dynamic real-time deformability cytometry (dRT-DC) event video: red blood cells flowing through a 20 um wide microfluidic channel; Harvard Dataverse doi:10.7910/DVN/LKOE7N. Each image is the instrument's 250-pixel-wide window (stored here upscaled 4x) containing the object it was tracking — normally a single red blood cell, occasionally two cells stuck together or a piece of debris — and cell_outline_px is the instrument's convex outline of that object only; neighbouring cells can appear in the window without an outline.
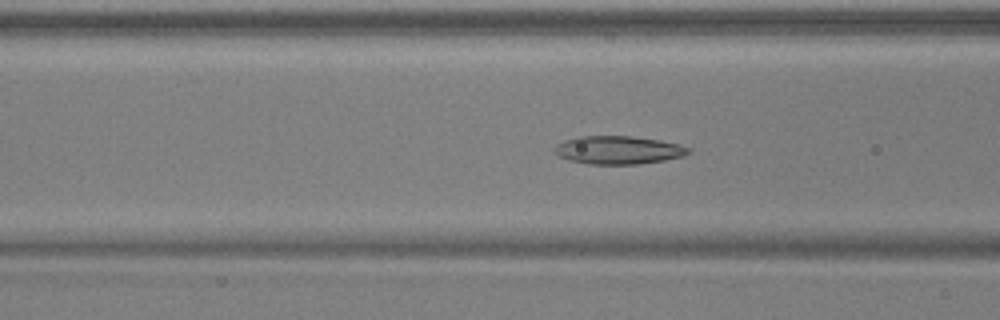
{"species": "common noctule bat (a hibernating species)", "species_latin": "Nyctalus noctula", "temperature_condition": "warm", "stored_images_in_passage": 51, "segment_of_instrument_passage": [1, 2], "camera_frame_rate_fps": 3000, "um_per_image_px": 0.085, "animal": {"sex": "male", "body_mass_g": 17.9, "forearm_length_mm": 54.2}, "frame": {"image": 1, "passage_image": 19, "time_ms": 6.0, "image_size_px": [1000, 320], "cell_outline_px": [[692, 152], [684, 156], [664, 160], [640, 164], [588, 164], [568, 160], [552, 152], [552, 148], [556, 144], [564, 140], [576, 136], [632, 136], [660, 140], [680, 144], [692, 148]], "centroid_in_image_um": [52.55, 12.75], "position_along_channel_um": 114.0, "area_um2": 22.37}}
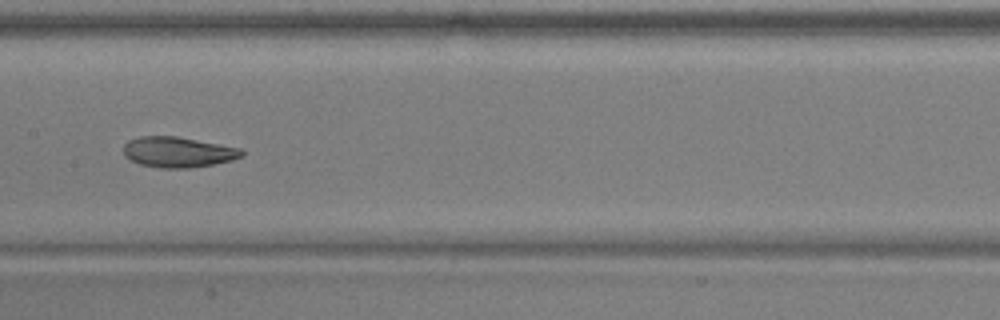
{"frame": {"image": 2, "passage_image": 25, "time_ms": 8.0, "image_size_px": [1000, 320], "cell_outline_px": [[244, 156], [232, 160], [212, 164], [188, 168], [160, 168], [140, 164], [124, 156], [124, 144], [128, 140], [140, 136], [176, 136], [240, 148], [244, 152]], "centroid_in_image_um": [15.12, 12.92], "position_along_channel_um": 192.3, "area_um2": 20.92}}
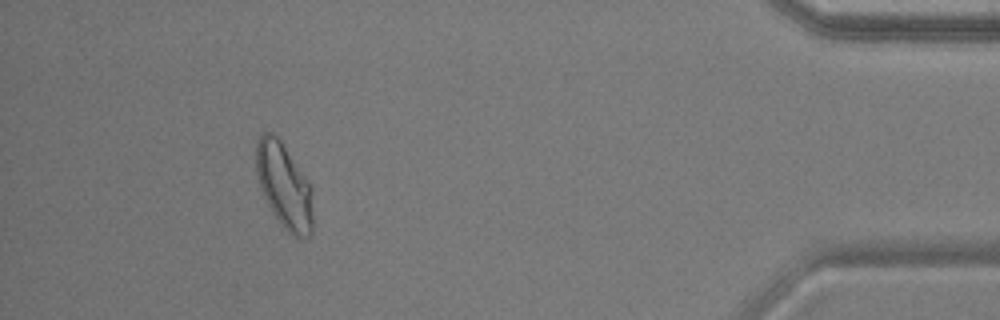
{"frame": {"image": 3, "passage_image": 46, "time_ms": 15.0, "image_size_px": [1000, 320], "cell_outline_px": [[312, 232], [308, 236], [292, 236], [284, 228], [272, 212], [260, 188], [256, 172], [256, 140], [264, 132], [272, 132], [280, 140], [308, 180], [312, 188]], "centroid_in_image_um": [24.14, 15.78], "position_along_channel_um": 411.1, "area_um2": 28.03}}